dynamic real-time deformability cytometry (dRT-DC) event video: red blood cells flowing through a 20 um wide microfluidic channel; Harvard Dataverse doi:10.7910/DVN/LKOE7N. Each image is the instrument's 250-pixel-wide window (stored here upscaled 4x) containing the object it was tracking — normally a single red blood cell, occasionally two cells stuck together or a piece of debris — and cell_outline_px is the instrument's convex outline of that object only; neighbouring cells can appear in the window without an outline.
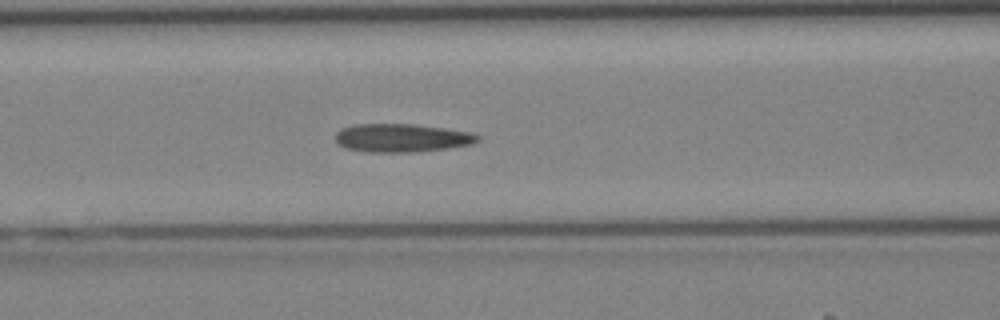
{"species": "Egyptian fruit bat (a non-hibernating species)", "species_latin": "Rousettus aegyptiacus", "temperature_condition": "cold", "stored_images_in_passage": 40, "camera_frame_rate_fps": 3000, "um_per_image_px": 0.085, "animal": {"sex": "female"}, "frame": {"image": 1, "passage_image": 17, "time_ms": 5.333, "image_size_px": [1000, 320], "cell_outline_px": [[480, 140], [472, 144], [448, 148], [412, 152], [368, 152], [348, 148], [340, 144], [336, 140], [336, 132], [340, 128], [352, 124], [416, 124], [472, 132], [480, 136]], "centroid_in_image_um": [34.17, 11.71], "position_along_channel_um": 132.4, "area_um2": 23.52}}
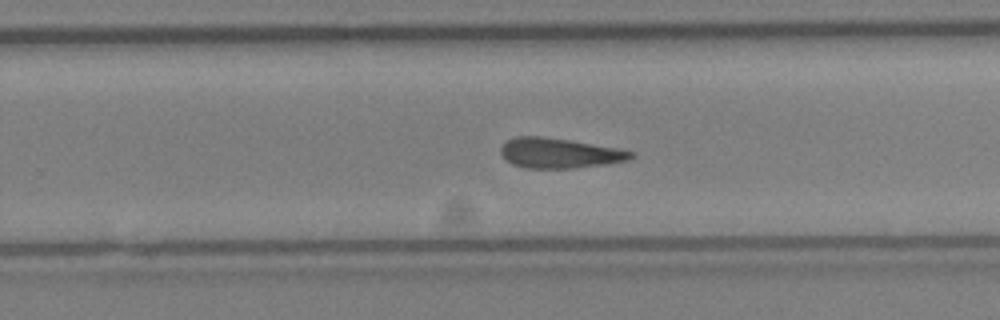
{"frame": {"image": 2, "passage_image": 26, "time_ms": 8.333, "image_size_px": [1000, 320], "cell_outline_px": [[636, 156], [628, 160], [604, 164], [572, 168], [524, 168], [512, 164], [500, 152], [500, 148], [508, 140], [516, 136], [544, 136], [620, 148], [636, 152]], "centroid_in_image_um": [47.59, 13.01], "position_along_channel_um": 282.2, "area_um2": 22.83}}
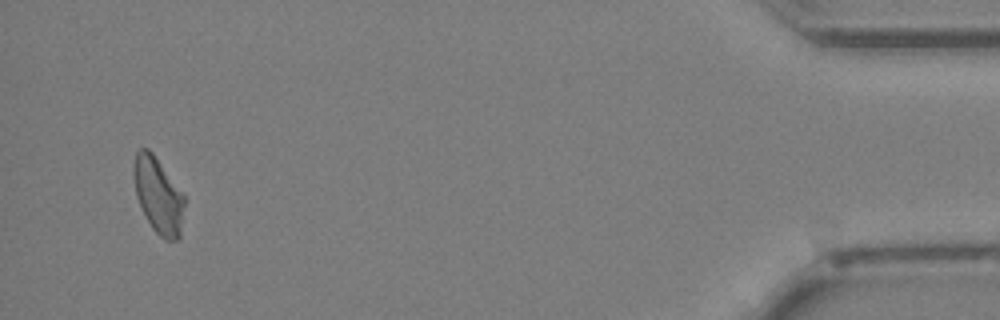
{"frame": {"image": 3, "passage_image": 39, "time_ms": 12.667, "image_size_px": [1000, 320], "cell_outline_px": [[184, 204], [180, 236], [176, 240], [164, 240], [152, 228], [136, 196], [132, 176], [132, 164], [136, 152], [140, 148], [148, 148], [152, 152], [184, 196]], "centroid_in_image_um": [13.41, 16.58], "position_along_channel_um": 421.8, "area_um2": 22.2}}